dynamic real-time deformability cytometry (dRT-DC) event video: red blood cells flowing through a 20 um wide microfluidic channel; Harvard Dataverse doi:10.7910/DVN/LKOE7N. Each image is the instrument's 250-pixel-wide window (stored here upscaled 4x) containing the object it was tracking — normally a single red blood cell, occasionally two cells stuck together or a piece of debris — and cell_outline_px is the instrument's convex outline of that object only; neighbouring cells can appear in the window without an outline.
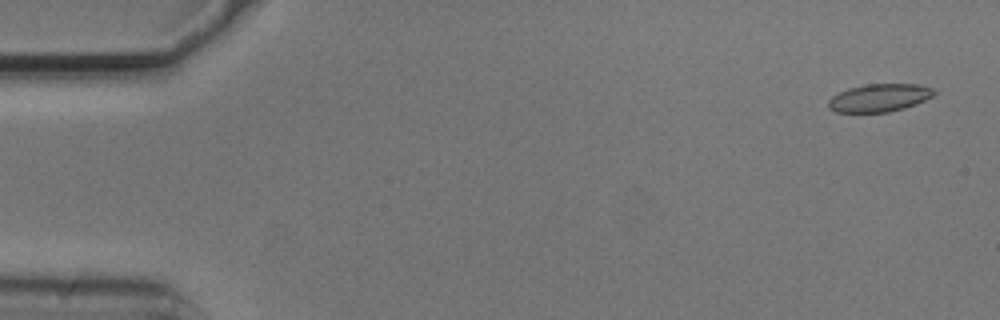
{"species": "common noctule bat (a hibernating species)", "species_latin": "Nyctalus noctula", "temperature_condition": "cold", "stored_images_in_passage": 14, "camera_frame_rate_fps": 3000, "um_per_image_px": 0.085, "animal": {"sex": "male", "body_mass_g": 20.5, "forearm_length_mm": 52.5}, "frame": {"image": 1, "passage_image": 3, "time_ms": 0.667, "image_size_px": [1000, 320], "cell_outline_px": [[936, 92], [932, 96], [916, 104], [904, 108], [888, 112], [836, 112], [828, 108], [828, 100], [832, 96], [848, 88], [864, 84], [916, 84], [932, 88]], "centroid_in_image_um": [74.72, 8.31], "position_along_channel_um": 10.3, "area_um2": 17.11}}
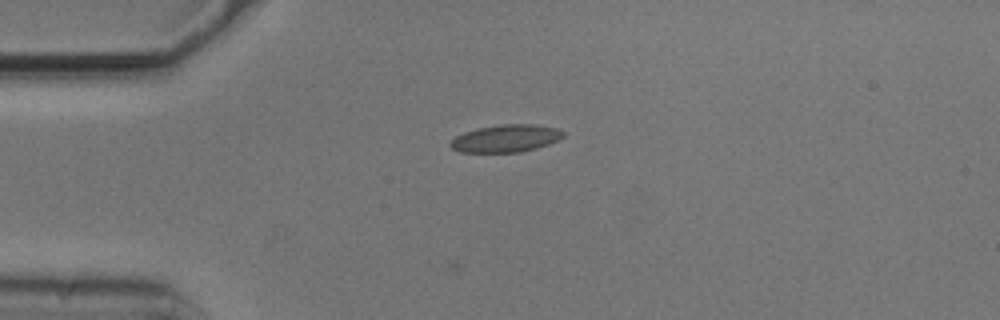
{"frame": {"image": 2, "passage_image": 14, "time_ms": 4.333, "image_size_px": [1000, 320], "cell_outline_px": [[564, 136], [560, 140], [536, 148], [520, 152], [460, 152], [452, 148], [448, 144], [456, 136], [464, 132], [480, 128], [500, 124], [536, 124], [556, 128], [564, 132]], "centroid_in_image_um": [43.02, 11.76], "position_along_channel_um": 42.0, "area_um2": 18.03}}